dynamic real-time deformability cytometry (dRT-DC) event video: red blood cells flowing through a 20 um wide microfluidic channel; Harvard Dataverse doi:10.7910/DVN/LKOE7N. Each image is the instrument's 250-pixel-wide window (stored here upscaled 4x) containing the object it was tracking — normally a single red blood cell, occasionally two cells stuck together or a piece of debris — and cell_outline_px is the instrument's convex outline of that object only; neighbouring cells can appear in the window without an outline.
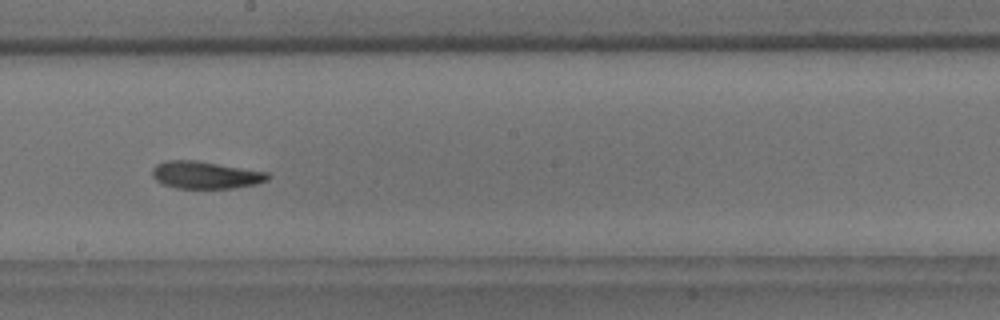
{"species": "common noctule bat (a hibernating species)", "species_latin": "Nyctalus noctula", "temperature_condition": "room temperature", "stored_images_in_passage": 12, "camera_frame_rate_fps": 3000, "um_per_image_px": 0.085, "animal": {"sex": "male", "body_mass_g": 18.8}, "frame": {"image": 1, "passage_image": 9, "time_ms": 10.0, "image_size_px": [1000, 320], "cell_outline_px": [[272, 176], [268, 180], [256, 184], [232, 188], [176, 188], [164, 184], [156, 180], [152, 176], [152, 168], [156, 164], [164, 160], [196, 160], [268, 172]], "centroid_in_image_um": [17.47, 14.86], "position_along_channel_um": 230.7, "area_um2": 18.5}}